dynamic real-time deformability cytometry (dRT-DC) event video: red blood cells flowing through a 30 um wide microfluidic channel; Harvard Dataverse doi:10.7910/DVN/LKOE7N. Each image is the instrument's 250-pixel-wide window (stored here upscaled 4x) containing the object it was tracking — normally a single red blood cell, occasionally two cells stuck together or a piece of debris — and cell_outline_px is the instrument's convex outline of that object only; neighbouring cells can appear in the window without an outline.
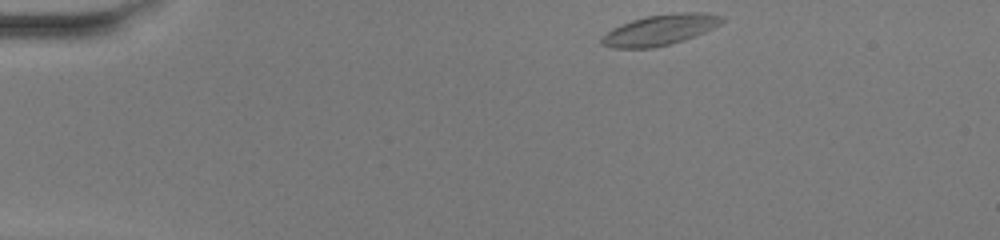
{"species": "common noctule bat (a hibernating species)", "species_latin": "Nyctalus noctula", "temperature_condition": "warm", "stored_images_in_passage": 43, "camera_frame_rate_fps": 3000, "um_per_image_px": 0.085, "animal": {"sex": "female", "body_mass_g": 20.0, "forearm_length_mm": 54.0}, "frame": {"image": 1, "passage_image": 1, "time_ms": 0.0, "image_size_px": [1000, 240], "cell_outline_px": [[724, 20], [720, 24], [704, 32], [684, 40], [652, 48], [612, 48], [600, 44], [600, 40], [612, 28], [632, 20], [648, 16], [680, 12], [708, 12], [724, 16]], "centroid_in_image_um": [56.13, 2.53], "position_along_channel_um": 28.9, "area_um2": 21.33}}
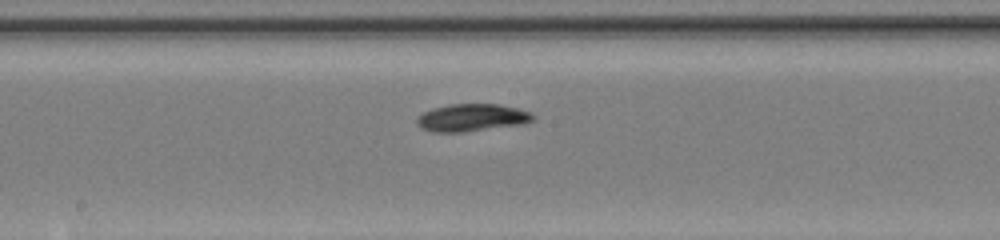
{"frame": {"image": 2, "passage_image": 20, "time_ms": 6.333, "image_size_px": [1000, 240], "cell_outline_px": [[536, 116], [528, 124], [464, 132], [432, 132], [420, 128], [416, 124], [416, 116], [432, 108], [448, 104], [500, 104], [532, 112]], "centroid_in_image_um": [40.11, 10.01], "position_along_channel_um": 208.1, "area_um2": 19.02}}
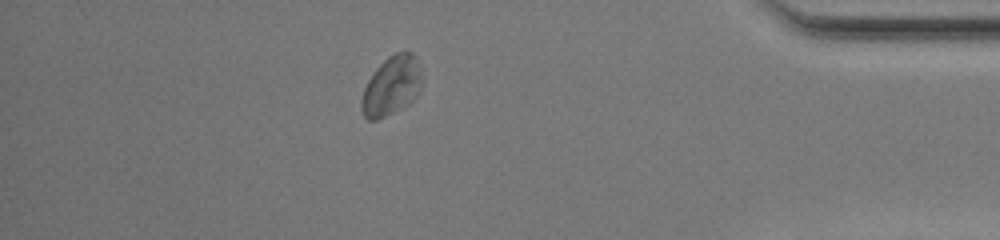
{"frame": {"image": 3, "passage_image": 37, "time_ms": 12.0, "image_size_px": [1000, 240], "cell_outline_px": [[424, 80], [420, 92], [408, 104], [376, 120], [368, 120], [364, 116], [360, 108], [360, 100], [364, 88], [368, 80], [376, 68], [388, 56], [396, 52], [412, 52], [416, 56]], "centroid_in_image_um": [33.3, 7.28], "position_along_channel_um": 401.9, "area_um2": 21.04}, "authors_computed_cell_mechanics": {"area_um2": 18.7272, "velocity_mm_per_s": 4.0405, "shape_relaxation_time_tau1_ms": 2.8992, "shape_relaxation_time_tau2_ms": null, "deformation_change_tau1": 0.0956, "deformation_change_tau2": null}}